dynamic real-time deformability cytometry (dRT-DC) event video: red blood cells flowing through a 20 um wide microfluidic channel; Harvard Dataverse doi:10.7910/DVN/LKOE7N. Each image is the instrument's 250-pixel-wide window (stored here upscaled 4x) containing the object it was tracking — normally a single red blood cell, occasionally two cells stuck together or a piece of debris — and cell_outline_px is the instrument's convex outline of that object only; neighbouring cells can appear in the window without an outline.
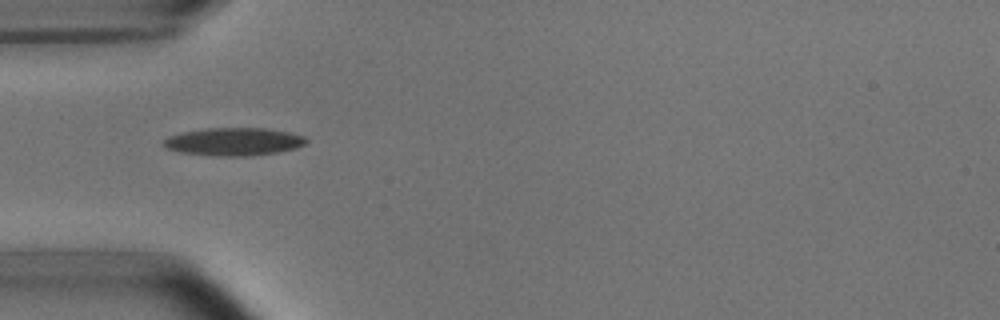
{"species": "common noctule bat (a hibernating species)", "species_latin": "Nyctalus noctula", "temperature_condition": "room temperature", "stored_images_in_passage": 4, "camera_frame_rate_fps": 3000, "um_per_image_px": 0.085, "animal": {"sex": "male", "body_mass_g": 15.6}, "frame": {"image": 1, "passage_image": 1, "time_ms": 0.0, "image_size_px": [1000, 320], "cell_outline_px": [[308, 140], [304, 144], [296, 148], [276, 152], [244, 156], [212, 156], [180, 152], [164, 148], [160, 144], [168, 136], [184, 132], [204, 128], [264, 128], [288, 132], [304, 136]], "centroid_in_image_um": [19.81, 12.04], "position_along_channel_um": 65.2, "area_um2": 23.18}}
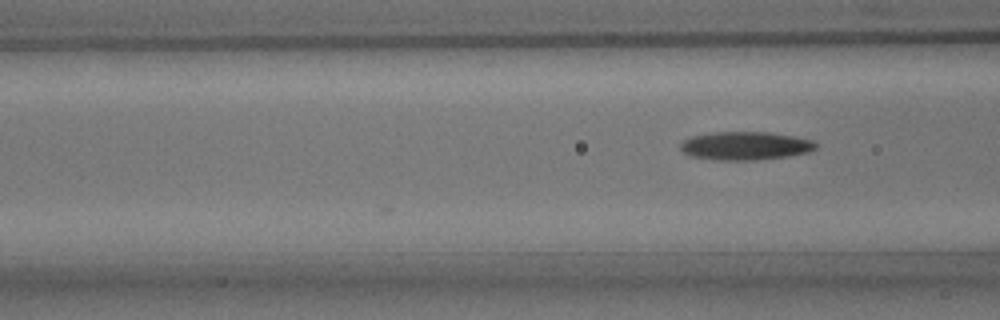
{"frame": {"image": 2, "passage_image": 4, "time_ms": 1.0, "image_size_px": [1000, 320], "cell_outline_px": [[816, 148], [808, 152], [788, 156], [756, 160], [716, 160], [692, 156], [684, 152], [680, 148], [680, 144], [684, 140], [692, 136], [716, 132], [768, 132], [792, 136], [812, 140], [816, 144]], "centroid_in_image_um": [63.35, 12.39], "position_along_channel_um": 103.3, "area_um2": 22.14}}